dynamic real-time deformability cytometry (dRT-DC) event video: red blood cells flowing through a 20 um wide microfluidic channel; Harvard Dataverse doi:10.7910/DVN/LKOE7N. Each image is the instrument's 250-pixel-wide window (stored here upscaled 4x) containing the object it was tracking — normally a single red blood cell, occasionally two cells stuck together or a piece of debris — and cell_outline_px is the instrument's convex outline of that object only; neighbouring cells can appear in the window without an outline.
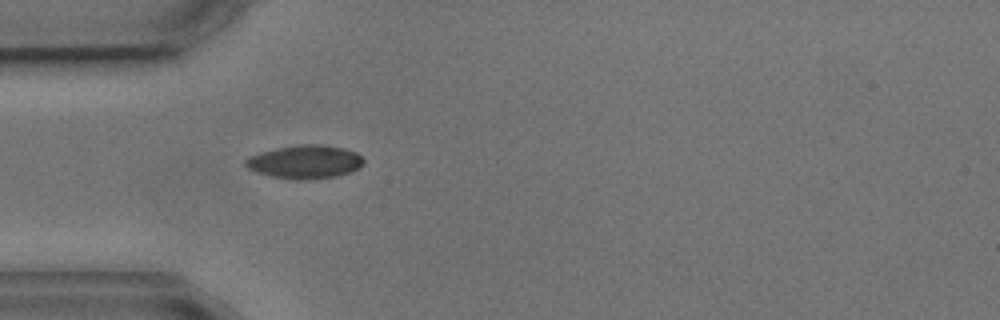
{"species": "common noctule bat (a hibernating species)", "species_latin": "Nyctalus noctula", "temperature_condition": "cold", "stored_images_in_passage": 1, "camera_frame_rate_fps": 3000, "um_per_image_px": 0.085, "animal": {"sex": "male", "body_mass_g": 17.9, "forearm_length_mm": 54.2}, "frame": {"image": 1, "passage_image": 1, "time_ms": 0.0, "image_size_px": [1000, 320], "cell_outline_px": [[364, 164], [360, 168], [336, 176], [300, 180], [292, 180], [272, 176], [256, 172], [248, 168], [244, 164], [244, 160], [248, 156], [260, 152], [300, 144], [316, 144], [344, 148], [356, 152], [364, 160]], "centroid_in_image_um": [25.91, 13.76], "position_along_channel_um": 59.1, "area_um2": 22.89}}